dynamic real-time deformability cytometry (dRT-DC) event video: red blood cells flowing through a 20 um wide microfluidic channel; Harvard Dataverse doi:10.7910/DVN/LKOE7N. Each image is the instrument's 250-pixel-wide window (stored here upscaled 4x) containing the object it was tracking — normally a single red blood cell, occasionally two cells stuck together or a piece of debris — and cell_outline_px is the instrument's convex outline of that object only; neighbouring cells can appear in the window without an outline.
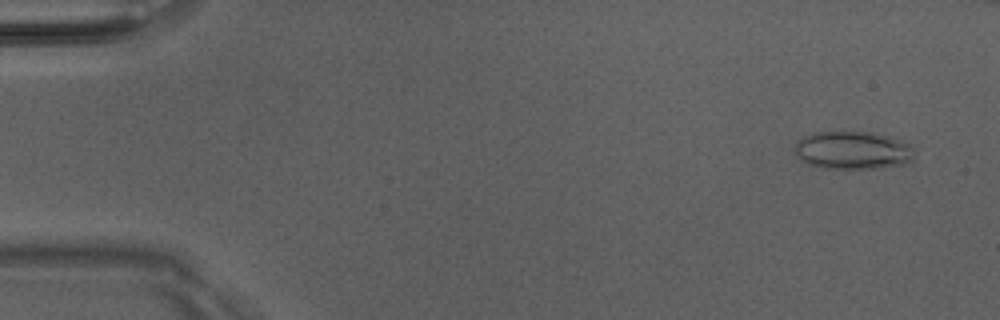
{"species": "Egyptian fruit bat (a non-hibernating species)", "species_latin": "Rousettus aegyptiacus", "temperature_condition": "room temperature", "stored_images_in_passage": 46, "camera_frame_rate_fps": 3000, "um_per_image_px": 0.085, "animal": {"sex": "male"}, "frame": {"image": 1, "passage_image": 3, "time_ms": 0.667, "image_size_px": [1000, 320], "cell_outline_px": [[916, 152], [912, 160], [904, 164], [876, 168], [824, 168], [808, 164], [800, 160], [796, 156], [796, 140], [804, 136], [816, 132], [868, 132], [888, 136], [912, 144]], "centroid_in_image_um": [72.51, 12.77], "position_along_channel_um": 12.5, "area_um2": 26.59}}
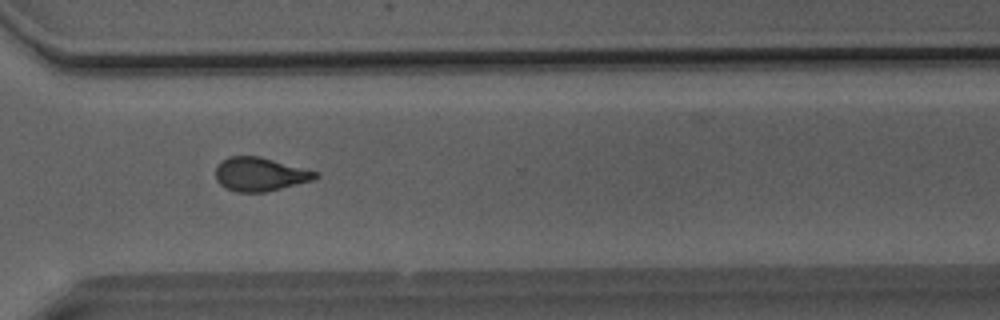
{"frame": {"image": 2, "passage_image": 37, "time_ms": 12.0, "image_size_px": [1000, 320], "cell_outline_px": [[320, 176], [312, 180], [264, 192], [236, 192], [224, 188], [216, 180], [216, 168], [228, 156], [260, 156], [320, 172]], "centroid_in_image_um": [22.11, 14.81], "position_along_channel_um": 348.5, "area_um2": 19.54}}
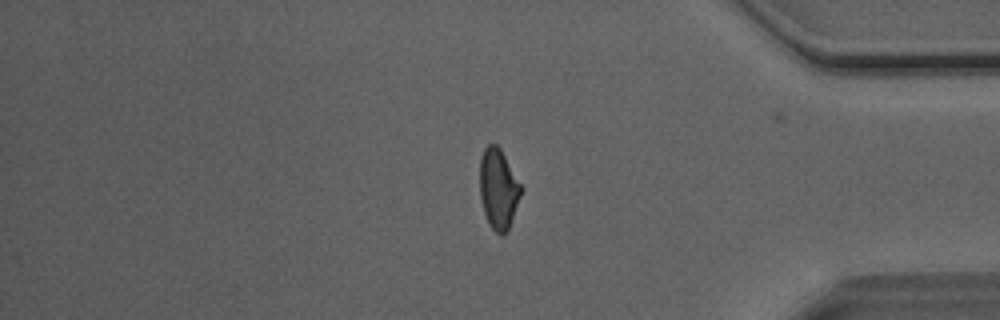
{"frame": {"image": 3, "passage_image": 42, "time_ms": 13.667, "image_size_px": [1000, 320], "cell_outline_px": [[520, 196], [508, 228], [504, 236], [500, 236], [488, 224], [484, 212], [480, 196], [480, 156], [484, 148], [488, 144], [496, 144], [500, 148], [520, 184]], "centroid_in_image_um": [42.32, 16.05], "position_along_channel_um": 392.9, "area_um2": 18.9}}